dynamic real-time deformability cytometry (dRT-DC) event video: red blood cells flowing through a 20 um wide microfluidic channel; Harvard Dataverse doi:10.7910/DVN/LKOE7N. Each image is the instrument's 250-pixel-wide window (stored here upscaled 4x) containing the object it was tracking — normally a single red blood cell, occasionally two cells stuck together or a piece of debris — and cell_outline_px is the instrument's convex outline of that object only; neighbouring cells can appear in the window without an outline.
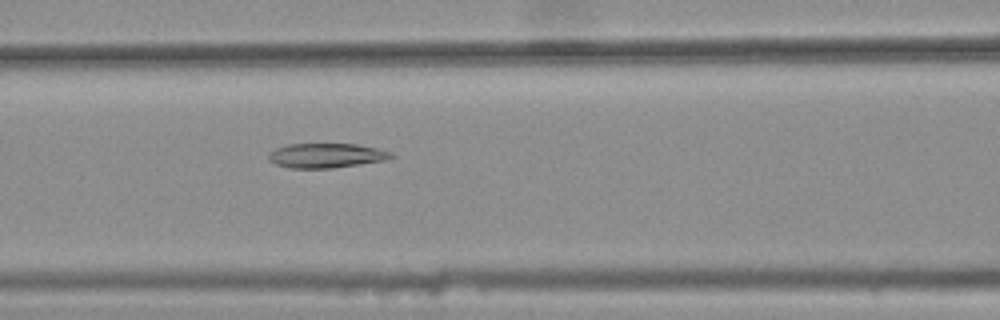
{"species": "common noctule bat (a hibernating species)", "species_latin": "Nyctalus noctula", "temperature_condition": "warm", "stored_images_in_passage": 3, "camera_frame_rate_fps": 3000, "um_per_image_px": 0.085, "animal": {"sex": "female", "body_mass_g": 25.1}, "frame": {"image": 1, "passage_image": 3, "time_ms": 0.667, "image_size_px": [1000, 320], "cell_outline_px": [[396, 156], [388, 160], [332, 168], [292, 168], [276, 164], [268, 160], [268, 152], [276, 148], [288, 144], [356, 144], [376, 148], [392, 152]], "centroid_in_image_um": [27.75, 13.22], "position_along_channel_um": 138.9, "area_um2": 17.63}}